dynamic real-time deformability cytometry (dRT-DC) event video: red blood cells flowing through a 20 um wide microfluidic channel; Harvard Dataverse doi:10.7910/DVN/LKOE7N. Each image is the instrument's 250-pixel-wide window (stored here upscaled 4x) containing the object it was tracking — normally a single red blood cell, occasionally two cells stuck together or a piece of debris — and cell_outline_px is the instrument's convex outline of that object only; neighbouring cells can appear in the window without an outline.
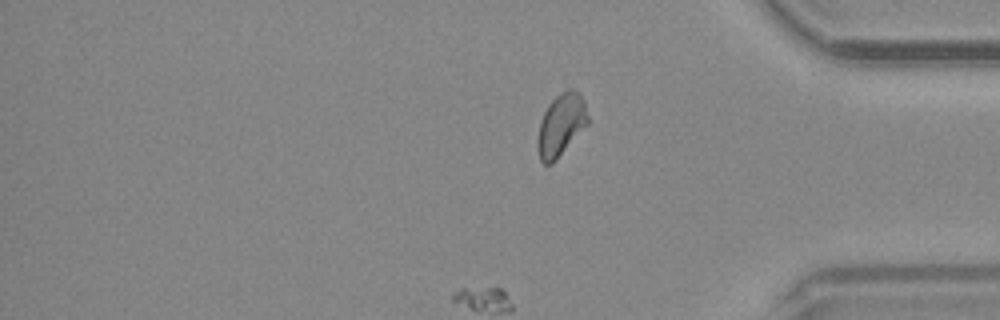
{"species": "common noctule bat (a hibernating species)", "species_latin": "Nyctalus noctula", "temperature_condition": "warm", "stored_images_in_passage": 42, "camera_frame_rate_fps": 3000, "um_per_image_px": 0.085, "animal": {"sex": "male", "body_mass_g": 20.4}, "frame": {"image": 1, "passage_image": 42, "time_ms": 13.667, "image_size_px": [1000, 320], "cell_outline_px": [[588, 124], [556, 160], [552, 164], [544, 164], [540, 160], [536, 148], [536, 140], [540, 124], [544, 112], [548, 104], [560, 92], [568, 88], [572, 88], [584, 100], [588, 116]], "centroid_in_image_um": [47.67, 10.63], "position_along_channel_um": 387.5, "area_um2": 18.26}}